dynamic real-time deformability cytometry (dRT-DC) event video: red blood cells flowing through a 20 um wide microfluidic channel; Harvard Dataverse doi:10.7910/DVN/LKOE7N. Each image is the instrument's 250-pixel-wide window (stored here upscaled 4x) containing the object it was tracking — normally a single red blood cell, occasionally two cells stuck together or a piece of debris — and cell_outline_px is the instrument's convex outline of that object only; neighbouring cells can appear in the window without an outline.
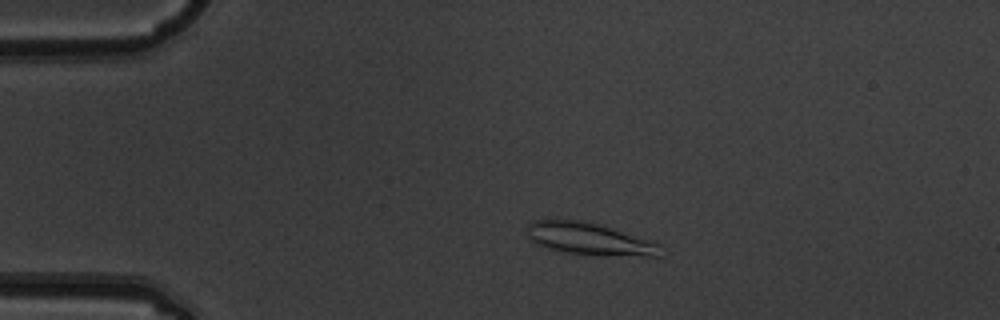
{"species": "common noctule bat (a hibernating species)", "species_latin": "Nyctalus noctula", "temperature_condition": "warm", "stored_images_in_passage": 3, "camera_frame_rate_fps": 3000, "um_per_image_px": 0.085, "animal": {"sex": "male", "body_mass_g": 19.5, "forearm_length_mm": 54.6}, "frame": {"image": 1, "passage_image": 2, "time_ms": 0.333, "image_size_px": [1000, 320], "cell_outline_px": [[660, 256], [644, 256], [568, 252], [548, 248], [532, 240], [528, 236], [528, 224], [532, 220], [588, 220], [660, 244]], "centroid_in_image_um": [50.08, 20.27], "position_along_channel_um": 34.9, "area_um2": 24.16}}